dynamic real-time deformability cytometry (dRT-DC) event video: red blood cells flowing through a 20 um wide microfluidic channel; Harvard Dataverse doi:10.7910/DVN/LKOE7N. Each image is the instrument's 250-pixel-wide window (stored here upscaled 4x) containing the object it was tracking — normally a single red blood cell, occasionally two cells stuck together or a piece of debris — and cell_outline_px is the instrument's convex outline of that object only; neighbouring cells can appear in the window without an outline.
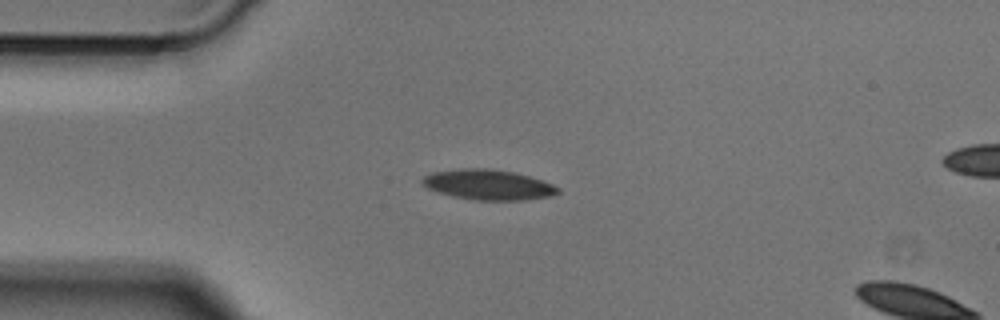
{"species": "Egyptian fruit bat (a non-hibernating species)", "species_latin": "Rousettus aegyptiacus", "temperature_condition": "cold", "stored_images_in_passage": 3, "camera_frame_rate_fps": 3000, "um_per_image_px": 0.085, "animal": {"sex": "male"}, "frame": {"image": 1, "passage_image": 2, "time_ms": 0.333, "image_size_px": [1000, 320], "cell_outline_px": [[560, 192], [552, 196], [520, 200], [476, 200], [452, 196], [428, 188], [420, 180], [424, 176], [432, 172], [460, 168], [492, 168], [512, 172], [528, 176], [552, 184], [560, 188]], "centroid_in_image_um": [41.49, 15.69], "position_along_channel_um": 43.5, "area_um2": 23.76}}